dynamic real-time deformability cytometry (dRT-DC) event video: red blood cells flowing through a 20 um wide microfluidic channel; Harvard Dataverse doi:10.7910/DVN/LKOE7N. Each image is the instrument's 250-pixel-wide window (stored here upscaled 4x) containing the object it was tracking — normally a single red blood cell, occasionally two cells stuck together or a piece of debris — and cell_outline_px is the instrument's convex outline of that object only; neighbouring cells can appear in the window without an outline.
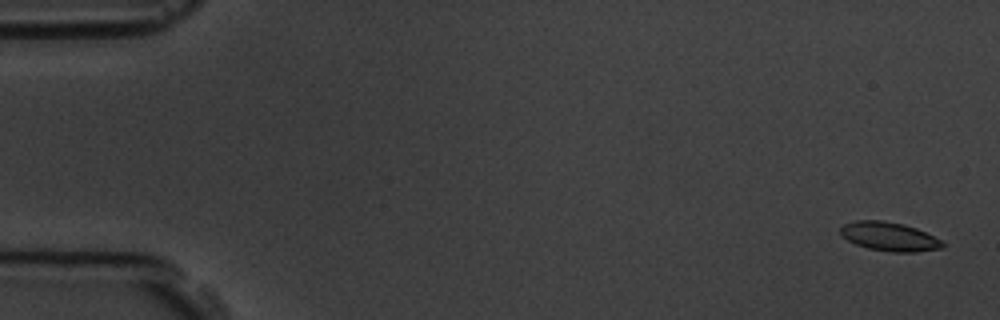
{"species": "common noctule bat (a hibernating species)", "species_latin": "Nyctalus noctula", "temperature_condition": "room temperature", "stored_images_in_passage": 5, "camera_frame_rate_fps": 3000, "um_per_image_px": 0.085, "animal": {"sex": "male", "body_mass_g": 19.5, "forearm_length_mm": 54.6}, "frame": {"image": 1, "passage_image": 1, "time_ms": 0.0, "image_size_px": [1000, 320], "cell_outline_px": [[944, 248], [916, 252], [892, 252], [868, 248], [856, 244], [840, 236], [840, 228], [844, 224], [856, 220], [880, 220], [904, 224], [916, 228], [940, 240], [944, 244]], "centroid_in_image_um": [75.56, 20.11], "position_along_channel_um": 9.4, "area_um2": 17.11}}
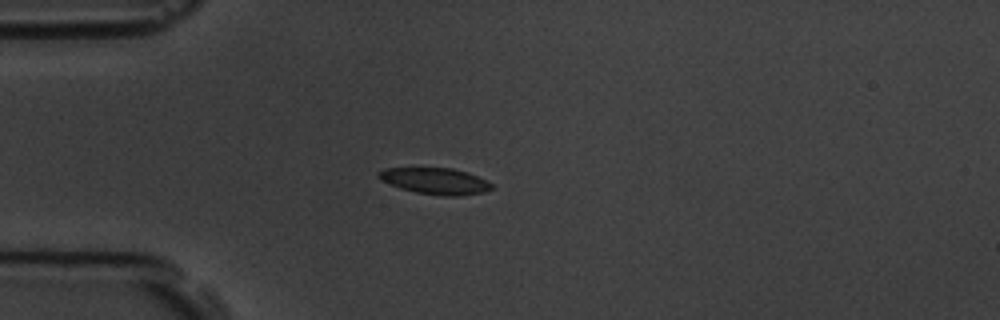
{"frame": {"image": 2, "passage_image": 5, "time_ms": 4.333, "image_size_px": [1000, 320], "cell_outline_px": [[492, 188], [484, 192], [460, 196], [444, 196], [416, 192], [400, 188], [376, 176], [384, 168], [452, 168], [468, 172], [488, 180], [492, 184]], "centroid_in_image_um": [37.06, 15.38], "position_along_channel_um": 47.9, "area_um2": 17.22}}